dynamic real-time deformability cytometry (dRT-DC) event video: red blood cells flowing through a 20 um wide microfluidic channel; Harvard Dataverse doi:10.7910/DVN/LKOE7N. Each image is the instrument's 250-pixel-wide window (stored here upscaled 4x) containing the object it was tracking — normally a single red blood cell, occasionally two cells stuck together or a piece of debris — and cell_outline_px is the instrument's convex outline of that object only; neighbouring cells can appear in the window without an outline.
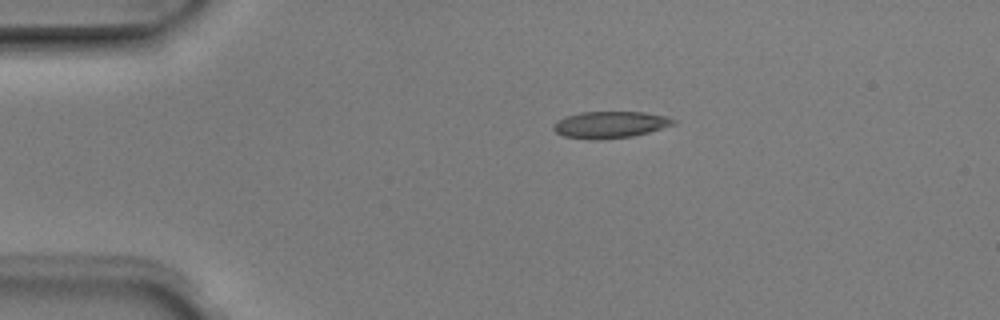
{"species": "Egyptian fruit bat (a non-hibernating species)", "species_latin": "Rousettus aegyptiacus", "temperature_condition": "room temperature", "stored_images_in_passage": 2, "camera_frame_rate_fps": 3000, "um_per_image_px": 0.085, "animal": {"sex": "male"}, "frame": {"image": 1, "passage_image": 1, "time_ms": 0.0, "image_size_px": [1000, 320], "cell_outline_px": [[676, 124], [648, 132], [632, 136], [596, 140], [588, 140], [564, 136], [556, 132], [552, 128], [552, 124], [568, 116], [580, 112], [644, 112], [668, 116], [676, 120]], "centroid_in_image_um": [51.88, 10.6], "position_along_channel_um": 33.1, "area_um2": 18.67}}